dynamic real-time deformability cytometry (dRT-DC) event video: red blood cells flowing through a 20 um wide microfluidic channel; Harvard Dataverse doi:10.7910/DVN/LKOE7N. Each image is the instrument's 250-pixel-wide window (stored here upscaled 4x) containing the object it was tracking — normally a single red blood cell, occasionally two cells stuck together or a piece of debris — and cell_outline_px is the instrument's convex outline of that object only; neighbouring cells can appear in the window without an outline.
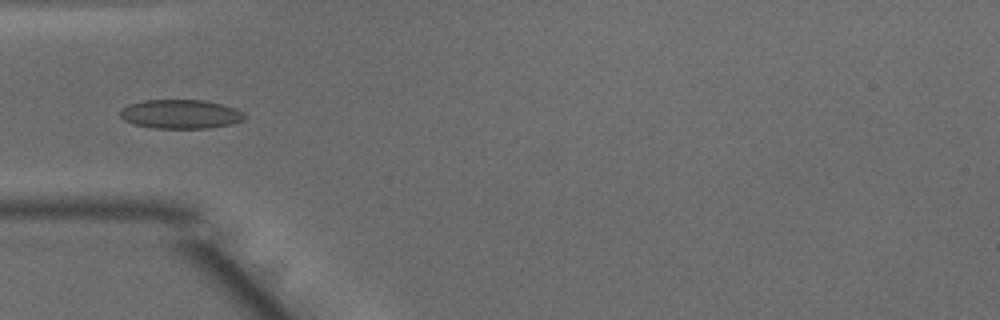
{"species": "common noctule bat (a hibernating species)", "species_latin": "Nyctalus noctula", "temperature_condition": "warm", "stored_images_in_passage": 35, "camera_frame_rate_fps": 3000, "um_per_image_px": 0.085, "animal": {"sex": "male", "body_mass_g": 15.6}, "frame": {"image": 1, "passage_image": 1, "time_ms": 0.0, "image_size_px": [1000, 320], "cell_outline_px": [[244, 120], [228, 124], [208, 128], [156, 128], [136, 124], [124, 120], [120, 116], [120, 108], [128, 104], [144, 100], [204, 100], [220, 104], [244, 112]], "centroid_in_image_um": [15.3, 9.69], "position_along_channel_um": 69.7, "area_um2": 20.81}}
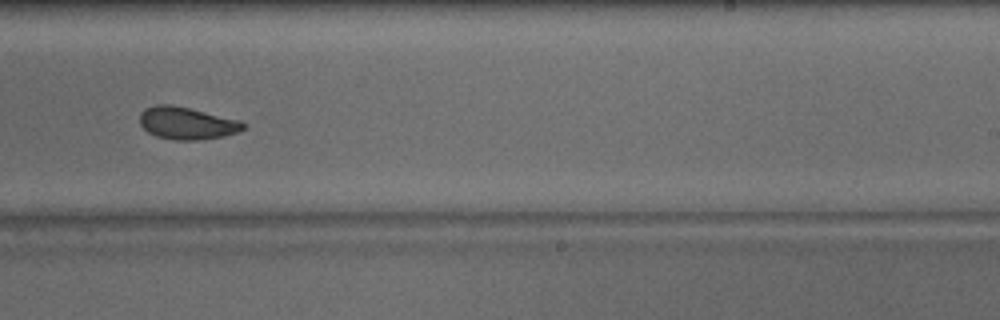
{"frame": {"image": 2, "passage_image": 16, "time_ms": 5.0, "image_size_px": [1000, 320], "cell_outline_px": [[248, 124], [244, 128], [236, 132], [224, 136], [196, 140], [176, 140], [156, 136], [148, 132], [140, 124], [140, 112], [144, 108], [156, 104], [172, 104], [240, 120]], "centroid_in_image_um": [15.87, 10.46], "position_along_channel_um": 273.1, "area_um2": 19.54}}
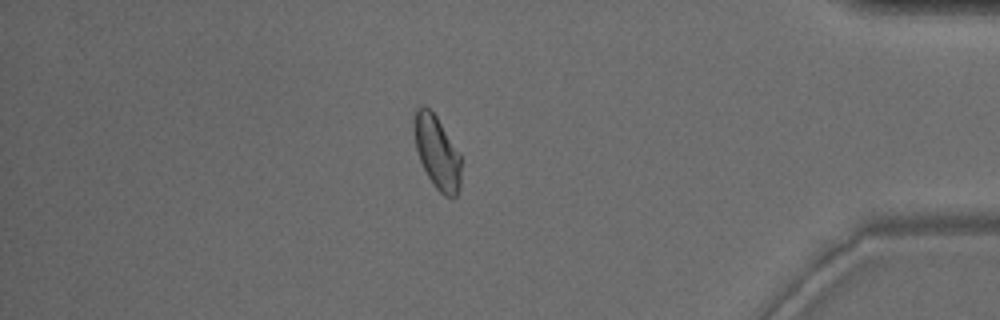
{"frame": {"image": 3, "passage_image": 28, "time_ms": 9.0, "image_size_px": [1000, 320], "cell_outline_px": [[460, 188], [456, 196], [444, 196], [436, 188], [428, 176], [420, 160], [416, 148], [412, 128], [412, 108], [420, 104], [424, 104], [436, 116], [460, 152]], "centroid_in_image_um": [37.1, 12.85], "position_along_channel_um": 398.1, "area_um2": 20.4}, "authors_computed_cell_mechanics": {"area_um2": 20.0566, "velocity_mm_per_s": 4.0495, "shape_relaxation_time_tau1_ms": 5.5072, "shape_relaxation_time_tau2_ms": 2.0484, "deformation_change_tau1": 0.1125, "deformation_change_tau2": 0.0583}}